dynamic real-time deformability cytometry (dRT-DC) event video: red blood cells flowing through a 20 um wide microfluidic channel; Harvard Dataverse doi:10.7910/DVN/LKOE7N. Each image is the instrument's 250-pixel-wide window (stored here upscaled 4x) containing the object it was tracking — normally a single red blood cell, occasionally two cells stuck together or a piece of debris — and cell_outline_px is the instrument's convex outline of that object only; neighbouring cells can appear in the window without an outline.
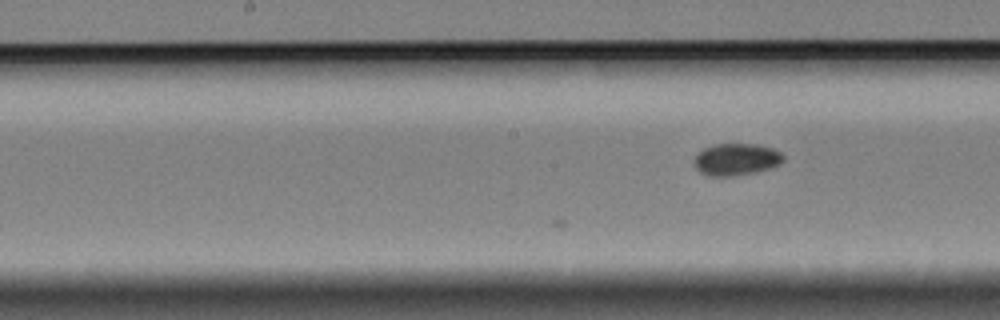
{"species": "Egyptian fruit bat (a non-hibernating species)", "species_latin": "Rousettus aegyptiacus", "temperature_condition": "cold", "stored_images_in_passage": 22, "camera_frame_rate_fps": 3000, "um_per_image_px": 0.085, "animal": {"sex": "female"}, "frame": {"image": 1, "passage_image": 22, "time_ms": 7.0, "image_size_px": [1000, 320], "cell_outline_px": [[784, 160], [780, 164], [756, 172], [728, 176], [708, 176], [700, 172], [692, 164], [692, 160], [704, 148], [712, 144], [756, 144], [772, 148], [780, 152], [784, 156]], "centroid_in_image_um": [62.55, 13.54], "position_along_channel_um": 185.7, "area_um2": 16.65}}